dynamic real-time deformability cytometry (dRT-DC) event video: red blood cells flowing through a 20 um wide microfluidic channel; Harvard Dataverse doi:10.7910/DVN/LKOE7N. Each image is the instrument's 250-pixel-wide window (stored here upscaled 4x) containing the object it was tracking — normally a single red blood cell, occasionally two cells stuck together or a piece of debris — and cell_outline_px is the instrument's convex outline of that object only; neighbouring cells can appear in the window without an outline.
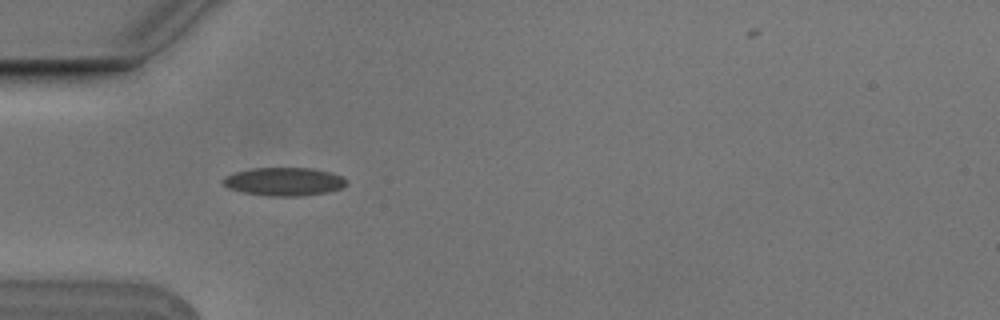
{"species": "Egyptian fruit bat (a non-hibernating species)", "species_latin": "Rousettus aegyptiacus", "temperature_condition": "cold", "stored_images_in_passage": 2, "camera_frame_rate_fps": 3000, "um_per_image_px": 0.085, "animal": {"sex": "male"}, "frame": {"image": 1, "passage_image": 2, "time_ms": 0.333, "image_size_px": [1000, 320], "cell_outline_px": [[344, 184], [340, 188], [328, 192], [300, 196], [268, 196], [244, 192], [228, 188], [220, 184], [220, 180], [224, 176], [236, 172], [252, 168], [312, 168], [328, 172], [340, 176], [344, 180]], "centroid_in_image_um": [24.04, 15.44], "position_along_channel_um": 61.0, "area_um2": 20.17}}